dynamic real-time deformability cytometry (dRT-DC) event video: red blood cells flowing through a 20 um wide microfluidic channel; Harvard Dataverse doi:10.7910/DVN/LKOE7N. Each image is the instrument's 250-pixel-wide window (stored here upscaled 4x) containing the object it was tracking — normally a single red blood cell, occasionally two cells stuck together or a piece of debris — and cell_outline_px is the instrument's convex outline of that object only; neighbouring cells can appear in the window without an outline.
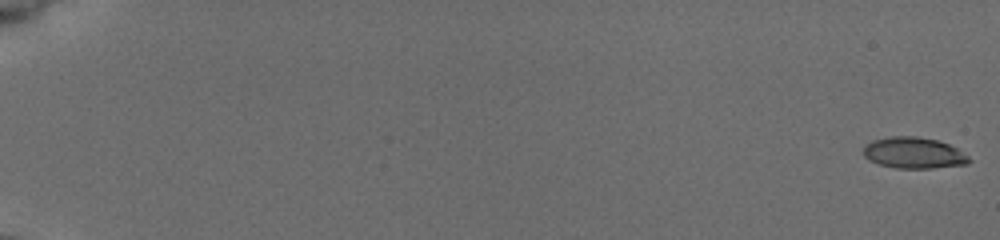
{"species": "common noctule bat (a hibernating species)", "species_latin": "Nyctalus noctula", "temperature_condition": "cold", "stored_images_in_passage": 55, "camera_frame_rate_fps": 3000, "um_per_image_px": 0.085, "animal": {"sex": "female", "body_mass_g": 19.5, "forearm_length_mm": 54.1}, "frame": {"image": 1, "passage_image": 1, "time_ms": 0.0, "image_size_px": [1000, 240], "cell_outline_px": [[972, 160], [968, 164], [932, 168], [896, 168], [880, 164], [868, 160], [864, 156], [864, 144], [872, 140], [892, 136], [916, 136], [936, 140], [948, 144], [956, 148], [968, 156]], "centroid_in_image_um": [77.65, 12.99], "position_along_channel_um": 7.3, "area_um2": 19.19}}
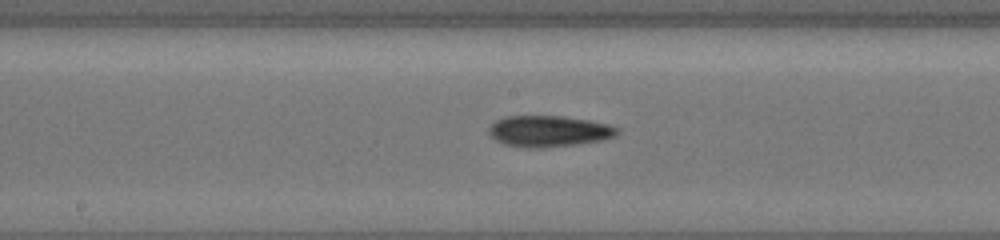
{"frame": {"image": 2, "passage_image": 32, "time_ms": 10.333, "image_size_px": [1000, 240], "cell_outline_px": [[620, 128], [616, 136], [600, 140], [576, 144], [540, 148], [528, 148], [504, 144], [496, 140], [488, 132], [488, 128], [496, 120], [508, 116], [564, 116], [588, 120], [608, 124]], "centroid_in_image_um": [46.65, 11.15], "position_along_channel_um": 201.5, "area_um2": 23.24}}
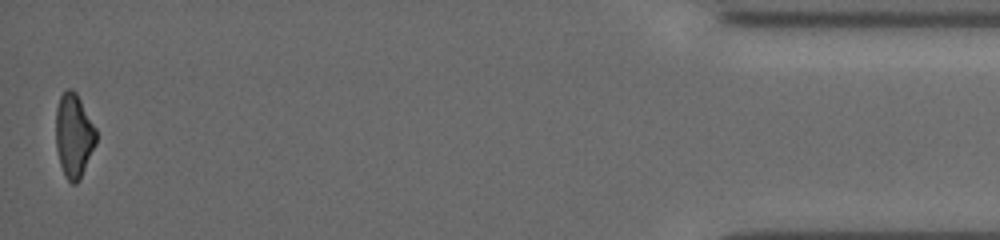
{"frame": {"image": 3, "passage_image": 55, "time_ms": 18.0, "image_size_px": [1000, 240], "cell_outline_px": [[96, 144], [80, 180], [76, 184], [72, 184], [68, 180], [60, 164], [56, 148], [56, 108], [60, 96], [68, 88], [72, 88], [76, 92], [96, 128]], "centroid_in_image_um": [6.28, 11.52], "position_along_channel_um": 428.9, "area_um2": 19.71}, "authors_computed_cell_mechanics": {"area_um2": 21.2126, "velocity_mm_per_s": 3.925, "shape_relaxation_time_tau1_ms": 3.5787, "shape_relaxation_time_tau2_ms": 8.1497, "deformation_change_tau1": 0.1568, "deformation_change_tau2": 0.2003}}